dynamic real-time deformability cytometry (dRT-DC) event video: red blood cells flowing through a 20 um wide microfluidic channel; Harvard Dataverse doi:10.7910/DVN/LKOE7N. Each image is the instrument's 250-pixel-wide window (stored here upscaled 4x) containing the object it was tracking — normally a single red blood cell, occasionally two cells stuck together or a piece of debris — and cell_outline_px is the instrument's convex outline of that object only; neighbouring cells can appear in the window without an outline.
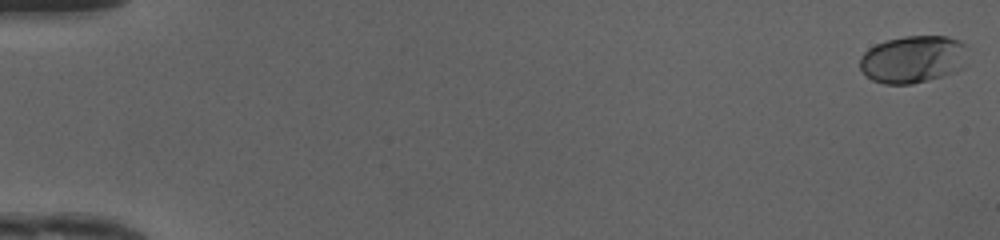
{"species": "human", "species_latin": "Homo sapiens", "temperature_condition": "cold", "stored_images_in_passage": 50, "camera_frame_rate_fps": 3000, "um_per_image_px": 0.085, "donor": {"sex": "female"}, "frame": {"image": 1, "passage_image": 1, "time_ms": 0.0, "image_size_px": [1000, 240], "cell_outline_px": [[968, 44], [964, 68], [956, 72], [944, 76], [912, 84], [884, 84], [872, 80], [860, 68], [860, 56], [868, 48], [884, 40], [904, 36], [948, 36], [960, 40]], "centroid_in_image_um": [77.65, 5.03], "position_along_channel_um": 7.4, "area_um2": 30.35}}
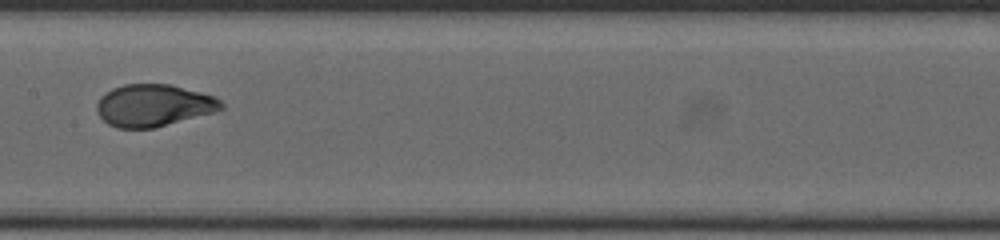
{"frame": {"image": 2, "passage_image": 27, "time_ms": 8.667, "image_size_px": [1000, 240], "cell_outline_px": [[224, 108], [216, 112], [156, 128], [116, 128], [108, 124], [96, 112], [96, 104], [100, 96], [112, 88], [124, 84], [168, 84], [216, 96], [224, 104]], "centroid_in_image_um": [13.06, 8.97], "position_along_channel_um": 194.3, "area_um2": 30.87}}
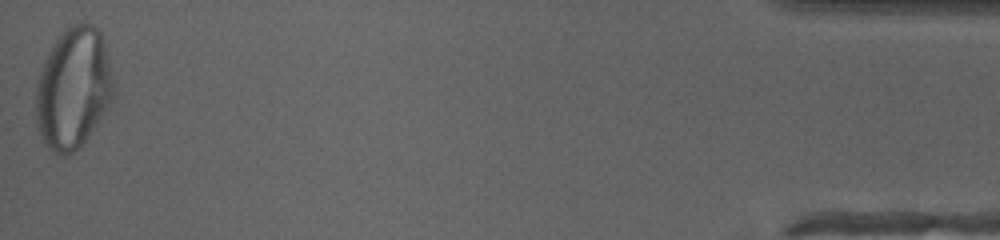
{"frame": {"image": 3, "passage_image": 50, "time_ms": 16.333, "image_size_px": [1000, 240], "cell_outline_px": [[116, 92], [108, 108], [84, 140], [72, 152], [64, 156], [60, 156], [48, 148], [36, 124], [36, 88], [40, 72], [44, 60], [48, 52], [56, 40], [72, 24], [92, 24], [104, 36], [116, 84]], "centroid_in_image_um": [6.28, 7.48], "position_along_channel_um": 428.9, "area_um2": 54.85}, "authors_computed_cell_mechanics": {"area_um2": 30.4606, "velocity_mm_per_s": 4.1835, "shape_relaxation_time_tau1_ms": 3.7107, "shape_relaxation_time_tau2_ms": null, "deformation_change_tau1": 0.1879, "deformation_change_tau2": null}}